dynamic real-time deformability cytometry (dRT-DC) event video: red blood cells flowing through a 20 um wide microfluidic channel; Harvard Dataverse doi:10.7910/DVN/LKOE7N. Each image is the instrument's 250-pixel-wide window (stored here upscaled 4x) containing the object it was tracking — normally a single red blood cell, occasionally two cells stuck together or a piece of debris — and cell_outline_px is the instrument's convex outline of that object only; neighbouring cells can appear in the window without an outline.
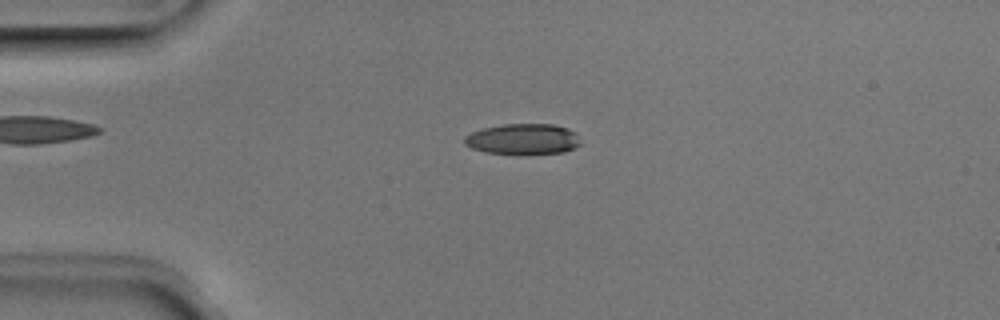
{"species": "Egyptian fruit bat (a non-hibernating species)", "species_latin": "Rousettus aegyptiacus", "temperature_condition": "room temperature", "stored_images_in_passage": 4, "camera_frame_rate_fps": 3000, "um_per_image_px": 0.085, "animal": {"sex": "male"}, "frame": {"image": 1, "passage_image": 3, "time_ms": 0.667, "image_size_px": [1000, 320], "cell_outline_px": [[580, 144], [576, 148], [564, 152], [488, 152], [472, 148], [464, 144], [464, 136], [472, 132], [484, 128], [504, 124], [552, 124], [568, 128], [576, 132]], "centroid_in_image_um": [44.47, 11.79], "position_along_channel_um": 40.5, "area_um2": 20.17}}